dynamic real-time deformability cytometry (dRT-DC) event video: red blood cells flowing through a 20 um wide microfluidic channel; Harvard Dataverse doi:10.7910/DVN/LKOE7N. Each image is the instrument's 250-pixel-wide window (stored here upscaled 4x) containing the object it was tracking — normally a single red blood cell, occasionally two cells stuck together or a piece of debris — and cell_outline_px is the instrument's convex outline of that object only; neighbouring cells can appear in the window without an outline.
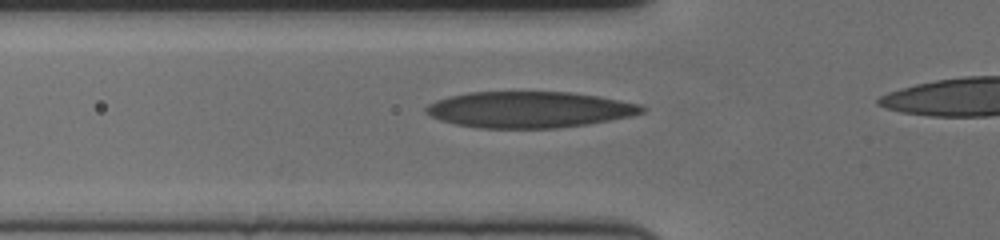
{"species": "human", "species_latin": "Homo sapiens", "temperature_condition": "cold", "stored_images_in_passage": 36, "camera_frame_rate_fps": 3000, "um_per_image_px": 0.085, "donor": {"sex": "female"}, "frame": {"image": 1, "passage_image": 8, "time_ms": 2.333, "image_size_px": [1000, 240], "cell_outline_px": [[648, 108], [644, 112], [632, 116], [588, 124], [556, 128], [480, 128], [456, 124], [440, 120], [424, 112], [424, 108], [428, 104], [436, 100], [448, 96], [468, 92], [572, 92], [600, 96], [640, 104]], "centroid_in_image_um": [45.0, 9.31], "position_along_channel_um": 80.8, "area_um2": 45.78}}
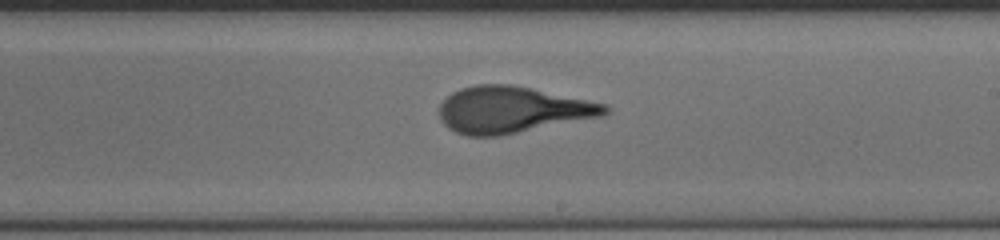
{"frame": {"image": 2, "passage_image": 22, "time_ms": 7.0, "image_size_px": [1000, 240], "cell_outline_px": [[612, 108], [604, 116], [500, 136], [468, 136], [456, 132], [448, 128], [440, 120], [440, 104], [452, 92], [460, 88], [476, 84], [512, 84], [532, 88], [608, 104]], "centroid_in_image_um": [43.57, 9.33], "position_along_channel_um": 245.4, "area_um2": 45.2}}
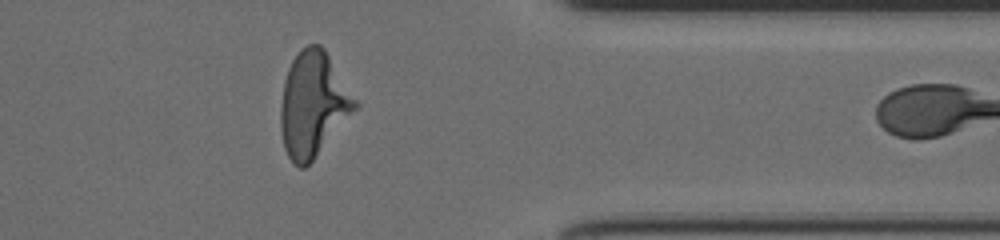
{"frame": {"image": 3, "passage_image": 35, "time_ms": 11.333, "image_size_px": [1000, 240], "cell_outline_px": [[360, 104], [312, 160], [304, 168], [300, 168], [292, 164], [284, 148], [280, 128], [280, 108], [284, 80], [288, 68], [292, 60], [300, 48], [308, 44], [320, 44], [324, 48]], "centroid_in_image_um": [26.59, 8.84], "position_along_channel_um": 384.8, "area_um2": 45.32}}